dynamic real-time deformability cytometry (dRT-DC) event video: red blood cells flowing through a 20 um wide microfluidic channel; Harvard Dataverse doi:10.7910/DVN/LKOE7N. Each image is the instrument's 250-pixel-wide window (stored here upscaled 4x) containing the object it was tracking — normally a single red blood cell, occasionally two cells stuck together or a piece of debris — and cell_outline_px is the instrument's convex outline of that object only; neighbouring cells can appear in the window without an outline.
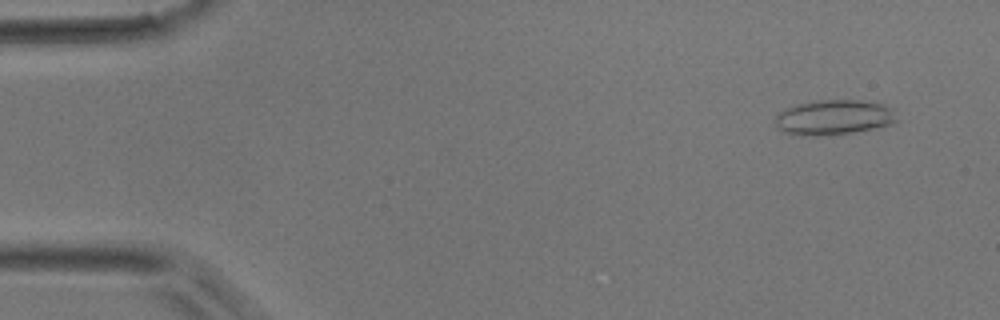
{"species": "common noctule bat (a hibernating species)", "species_latin": "Nyctalus noctula", "temperature_condition": "room temperature", "stored_images_in_passage": 46, "camera_frame_rate_fps": 3000, "um_per_image_px": 0.085, "animal": {"sex": "male", "body_mass_g": 17.9}, "frame": {"image": 1, "passage_image": 2, "time_ms": 0.333, "image_size_px": [1000, 320], "cell_outline_px": [[900, 120], [892, 124], [876, 128], [852, 132], [816, 136], [800, 136], [784, 132], [776, 124], [776, 116], [784, 108], [796, 104], [816, 100], [876, 100], [896, 108]], "centroid_in_image_um": [71.0, 9.95], "position_along_channel_um": 14.0, "area_um2": 25.55}}
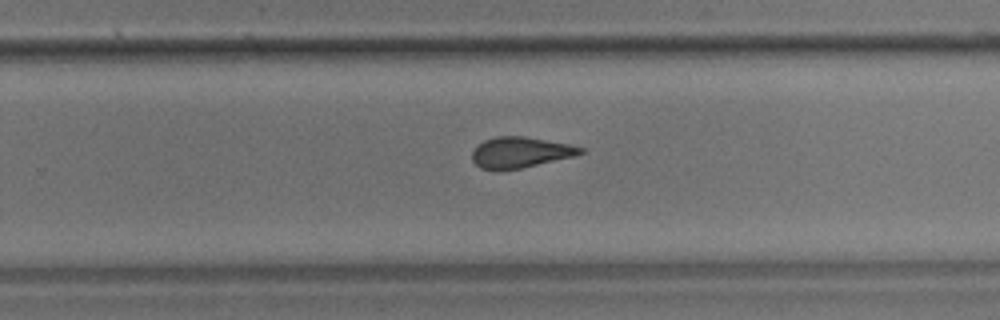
{"frame": {"image": 2, "passage_image": 29, "time_ms": 9.333, "image_size_px": [1000, 320], "cell_outline_px": [[584, 152], [572, 156], [520, 168], [480, 168], [472, 160], [472, 152], [484, 140], [496, 136], [524, 136], [568, 144], [584, 148]], "centroid_in_image_um": [44.22, 12.92], "position_along_channel_um": 285.6, "area_um2": 18.73}}
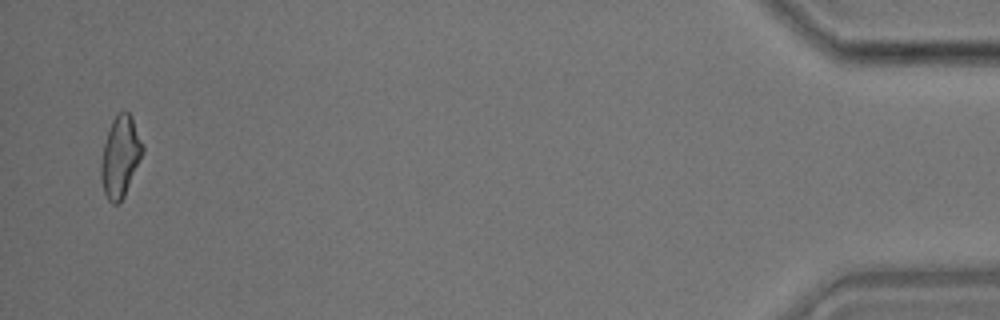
{"frame": {"image": 3, "passage_image": 45, "time_ms": 14.667, "image_size_px": [1000, 320], "cell_outline_px": [[144, 148], [124, 196], [116, 204], [112, 204], [108, 200], [104, 192], [100, 176], [100, 164], [104, 144], [112, 120], [124, 108], [132, 116], [144, 144]], "centroid_in_image_um": [10.22, 13.27], "position_along_channel_um": 425.0, "area_um2": 19.42}}